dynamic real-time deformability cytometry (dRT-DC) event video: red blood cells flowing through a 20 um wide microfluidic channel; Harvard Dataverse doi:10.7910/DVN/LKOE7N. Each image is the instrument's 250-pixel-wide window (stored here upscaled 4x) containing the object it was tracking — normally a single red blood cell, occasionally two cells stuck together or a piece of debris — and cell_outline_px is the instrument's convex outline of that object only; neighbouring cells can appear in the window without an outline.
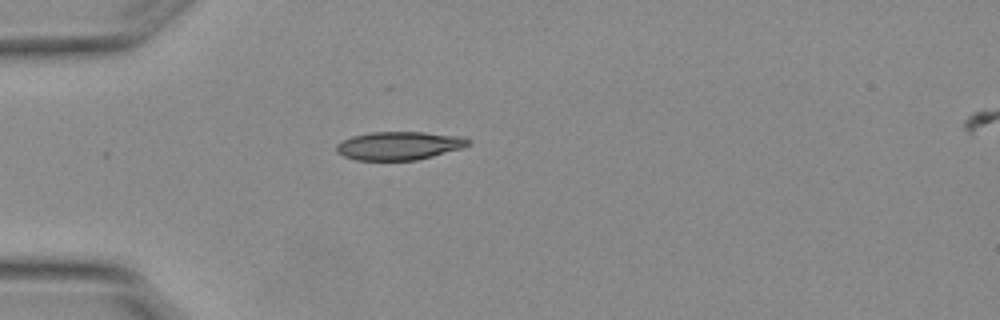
{"species": "Egyptian fruit bat (a non-hibernating species)", "species_latin": "Rousettus aegyptiacus", "temperature_condition": "warm", "stored_images_in_passage": 2, "camera_frame_rate_fps": 3000, "um_per_image_px": 0.085, "animal": {"sex": "female"}, "frame": {"image": 1, "passage_image": 1, "time_ms": 0.0, "image_size_px": [1000, 320], "cell_outline_px": [[472, 144], [460, 148], [432, 156], [416, 160], [356, 160], [344, 156], [336, 152], [336, 144], [352, 136], [372, 132], [424, 132], [464, 136], [472, 140]], "centroid_in_image_um": [33.95, 12.37], "position_along_channel_um": 51.1, "area_um2": 21.79}}